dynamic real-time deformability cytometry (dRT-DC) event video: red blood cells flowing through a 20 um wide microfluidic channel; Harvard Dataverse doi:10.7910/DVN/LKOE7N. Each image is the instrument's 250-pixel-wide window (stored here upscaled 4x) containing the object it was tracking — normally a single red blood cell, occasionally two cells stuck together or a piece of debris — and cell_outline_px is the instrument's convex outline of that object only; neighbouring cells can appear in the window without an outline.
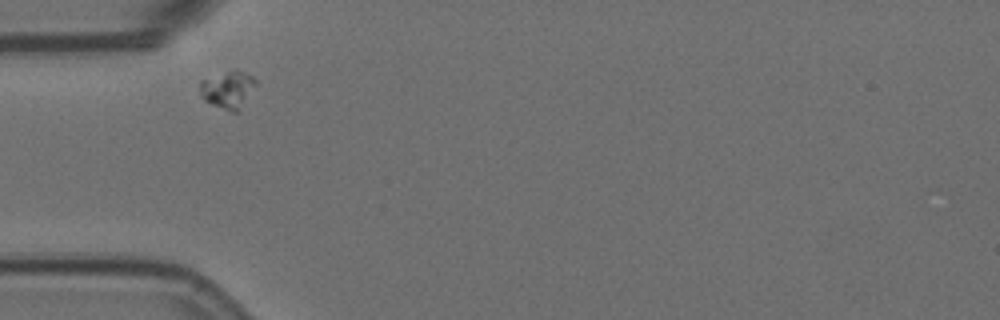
{"species": "Egyptian fruit bat (a non-hibernating species)", "species_latin": "Rousettus aegyptiacus", "temperature_condition": "room temperature", "stored_images_in_passage": 3, "camera_frame_rate_fps": 3000, "um_per_image_px": 0.085, "animal": {"sex": "female"}, "frame": {"image": 1, "passage_image": 1, "time_ms": 0.0, "image_size_px": [1000, 320], "cell_outline_px": [[256, 84], [240, 112], [232, 112], [204, 100], [200, 96], [200, 80], [228, 72], [244, 72], [252, 76], [256, 80]], "centroid_in_image_um": [19.38, 7.66], "position_along_channel_um": 65.6, "area_um2": 11.85}}
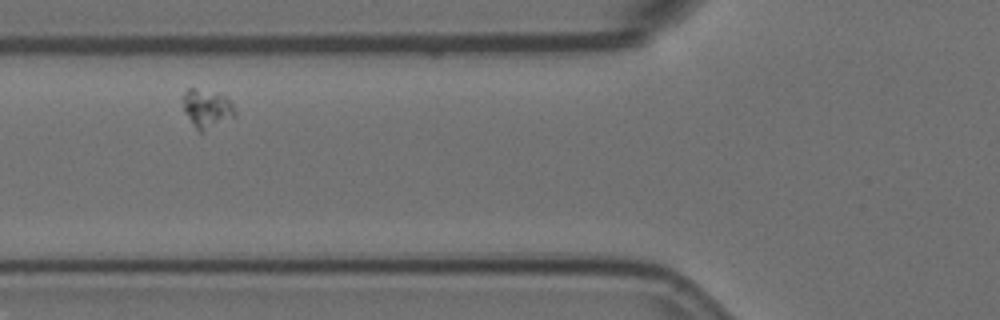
{"frame": {"image": 2, "passage_image": 2, "time_ms": 0.333, "image_size_px": [1000, 320], "cell_outline_px": [[236, 116], [204, 132], [200, 132], [196, 128], [184, 112], [184, 92], [188, 88], [196, 88], [224, 96], [236, 108]], "centroid_in_image_um": [17.61, 9.25], "position_along_channel_um": 108.2, "area_um2": 11.5}}
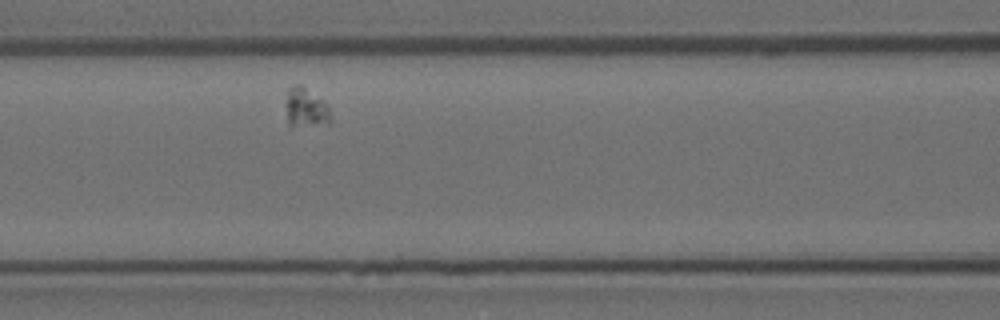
{"frame": {"image": 3, "passage_image": 3, "time_ms": 0.667, "image_size_px": [1000, 320], "cell_outline_px": [[332, 120], [328, 124], [292, 128], [288, 128], [288, 88], [296, 84], [300, 84], [324, 100], [328, 104], [332, 116]], "centroid_in_image_um": [26.06, 9.21], "position_along_channel_um": 140.5, "area_um2": 10.52}}